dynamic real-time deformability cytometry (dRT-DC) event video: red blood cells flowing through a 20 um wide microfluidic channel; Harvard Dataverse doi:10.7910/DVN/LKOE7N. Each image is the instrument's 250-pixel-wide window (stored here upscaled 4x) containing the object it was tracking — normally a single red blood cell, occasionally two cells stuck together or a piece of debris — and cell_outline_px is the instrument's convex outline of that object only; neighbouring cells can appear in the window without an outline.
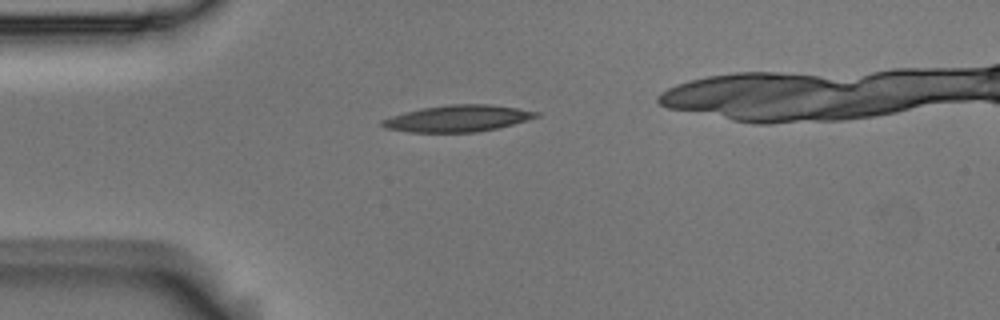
{"species": "Egyptian fruit bat (a non-hibernating species)", "species_latin": "Rousettus aegyptiacus", "temperature_condition": "room temperature", "stored_images_in_passage": 3, "camera_frame_rate_fps": 3000, "um_per_image_px": 0.085, "animal": {"sex": "male"}, "frame": {"image": 1, "passage_image": 1, "time_ms": 0.0, "image_size_px": [1000, 320], "cell_outline_px": [[540, 116], [512, 124], [496, 128], [476, 132], [408, 132], [384, 128], [380, 124], [380, 120], [404, 112], [420, 108], [448, 104], [488, 104], [516, 108], [540, 112]], "centroid_in_image_um": [38.86, 10.06], "position_along_channel_um": 46.1, "area_um2": 23.81}}
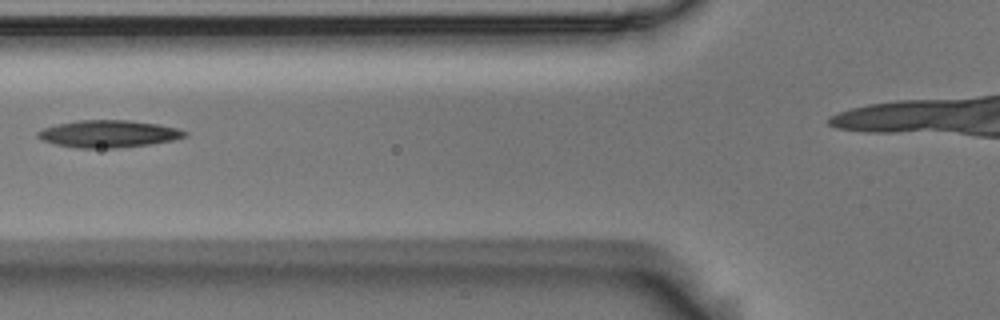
{"frame": {"image": 2, "passage_image": 3, "time_ms": 0.667, "image_size_px": [1000, 320], "cell_outline_px": [[188, 136], [172, 140], [148, 144], [116, 148], [76, 148], [56, 144], [44, 140], [36, 136], [36, 132], [44, 128], [56, 124], [76, 120], [128, 120], [156, 124], [176, 128], [188, 132]], "centroid_in_image_um": [9.2, 11.37], "position_along_channel_um": 116.6, "area_um2": 23.18}}